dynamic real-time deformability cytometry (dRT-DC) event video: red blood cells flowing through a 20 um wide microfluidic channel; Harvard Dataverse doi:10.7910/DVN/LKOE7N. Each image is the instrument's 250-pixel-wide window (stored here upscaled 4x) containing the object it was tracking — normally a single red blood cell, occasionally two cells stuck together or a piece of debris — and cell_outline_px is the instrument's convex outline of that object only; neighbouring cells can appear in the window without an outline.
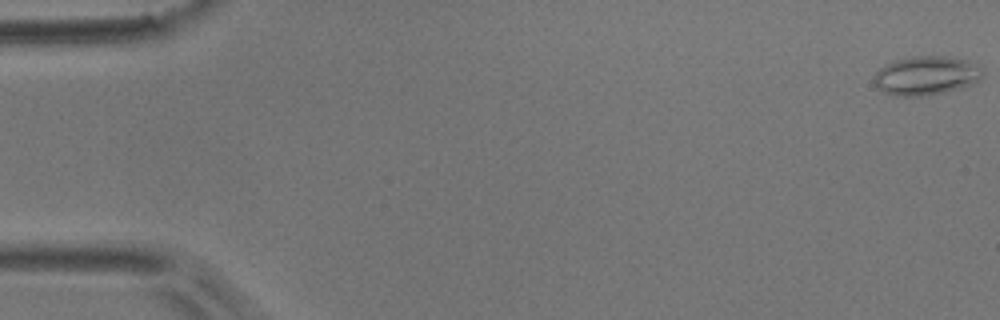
{"species": "common noctule bat (a hibernating species)", "species_latin": "Nyctalus noctula", "temperature_condition": "room temperature", "stored_images_in_passage": 5, "camera_frame_rate_fps": 3000, "um_per_image_px": 0.085, "animal": {"sex": "male", "body_mass_g": 17.9}, "frame": {"image": 1, "passage_image": 1, "time_ms": 0.0, "image_size_px": [1000, 320], "cell_outline_px": [[984, 76], [980, 80], [972, 84], [960, 88], [944, 92], [924, 96], [896, 96], [884, 92], [872, 80], [876, 72], [880, 68], [896, 60], [912, 56], [952, 56], [968, 60], [976, 64], [984, 72]], "centroid_in_image_um": [78.77, 6.42], "position_along_channel_um": 6.2, "area_um2": 24.74}}